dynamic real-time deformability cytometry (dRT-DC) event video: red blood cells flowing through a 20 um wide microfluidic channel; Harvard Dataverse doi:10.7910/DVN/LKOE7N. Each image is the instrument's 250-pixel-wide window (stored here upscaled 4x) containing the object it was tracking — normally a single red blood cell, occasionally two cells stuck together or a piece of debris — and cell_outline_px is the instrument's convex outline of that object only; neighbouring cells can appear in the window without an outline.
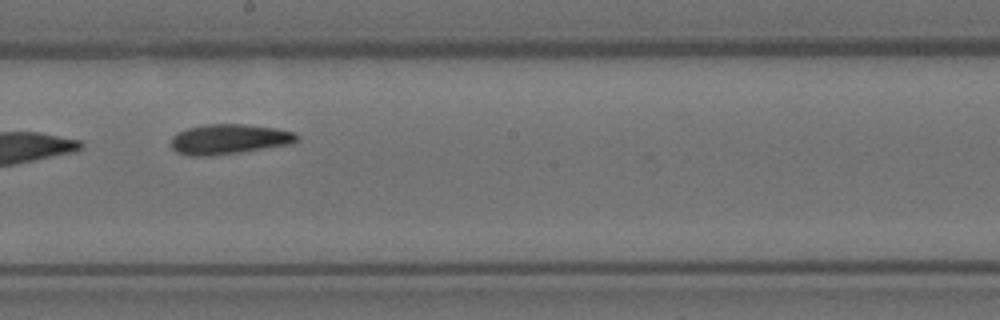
{"species": "Egyptian fruit bat (a non-hibernating species)", "species_latin": "Rousettus aegyptiacus", "temperature_condition": "room temperature", "stored_images_in_passage": 8, "camera_frame_rate_fps": 3000, "um_per_image_px": 0.085, "animal": {"sex": "female"}, "frame": {"image": 1, "passage_image": 8, "time_ms": 2.333, "image_size_px": [1000, 320], "cell_outline_px": [[300, 140], [292, 144], [240, 152], [212, 156], [188, 156], [176, 152], [172, 148], [172, 136], [176, 132], [188, 128], [204, 124], [244, 124], [276, 128], [296, 132], [300, 136]], "centroid_in_image_um": [19.49, 11.83], "position_along_channel_um": 228.7, "area_um2": 22.37}}